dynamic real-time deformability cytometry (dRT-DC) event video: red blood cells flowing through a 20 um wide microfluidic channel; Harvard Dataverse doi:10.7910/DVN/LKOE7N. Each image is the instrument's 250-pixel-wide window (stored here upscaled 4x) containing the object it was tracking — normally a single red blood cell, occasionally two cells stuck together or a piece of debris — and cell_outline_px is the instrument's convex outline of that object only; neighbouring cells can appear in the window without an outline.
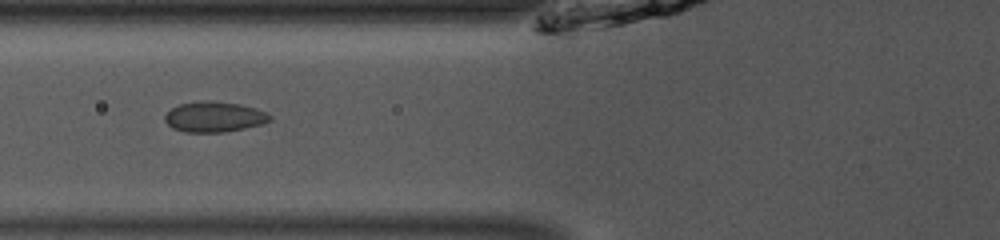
{"species": "common noctule bat (a hibernating species)", "species_latin": "Nyctalus noctula", "temperature_condition": "room temperature", "stored_images_in_passage": 28, "camera_frame_rate_fps": 3000, "um_per_image_px": 0.085, "animal": {"sex": "male", "body_mass_g": 13.0, "forearm_length_mm": 53.1}, "frame": {"image": 1, "passage_image": 9, "time_ms": 2.667, "image_size_px": [1000, 240], "cell_outline_px": [[272, 120], [264, 124], [224, 132], [184, 132], [172, 128], [164, 120], [164, 116], [172, 108], [180, 104], [204, 100], [208, 100], [240, 104], [256, 108], [268, 112], [272, 116]], "centroid_in_image_um": [18.25, 9.93], "position_along_channel_um": 107.6, "area_um2": 18.79}}